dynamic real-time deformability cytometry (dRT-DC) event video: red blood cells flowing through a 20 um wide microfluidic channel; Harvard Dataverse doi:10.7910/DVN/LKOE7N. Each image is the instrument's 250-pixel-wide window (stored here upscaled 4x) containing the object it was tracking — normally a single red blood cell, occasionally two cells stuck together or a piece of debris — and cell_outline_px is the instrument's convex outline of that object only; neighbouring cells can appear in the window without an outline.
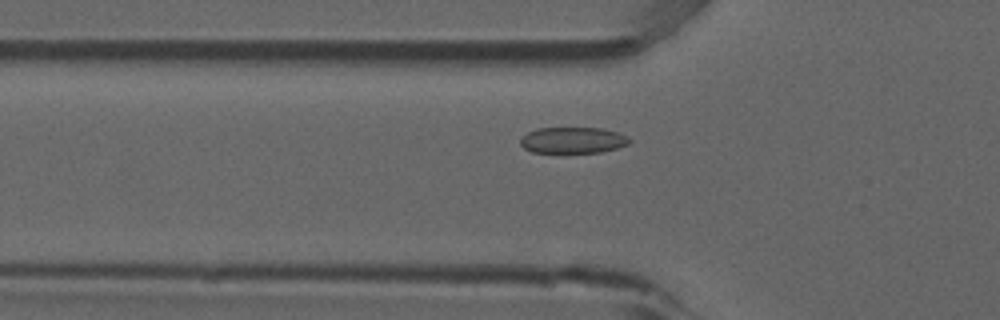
{"species": "common noctule bat (a hibernating species)", "species_latin": "Nyctalus noctula", "temperature_condition": "room temperature", "stored_images_in_passage": 50, "camera_frame_rate_fps": 3000, "um_per_image_px": 0.085, "animal": {"sex": "male", "forearm_length_mm": 52.5}, "frame": {"image": 1, "passage_image": 15, "time_ms": 4.667, "image_size_px": [1000, 320], "cell_outline_px": [[632, 140], [628, 144], [616, 148], [600, 152], [532, 152], [524, 148], [520, 144], [520, 136], [536, 128], [600, 128], [616, 132], [628, 136]], "centroid_in_image_um": [48.67, 11.91], "position_along_channel_um": 77.1, "area_um2": 16.59}}
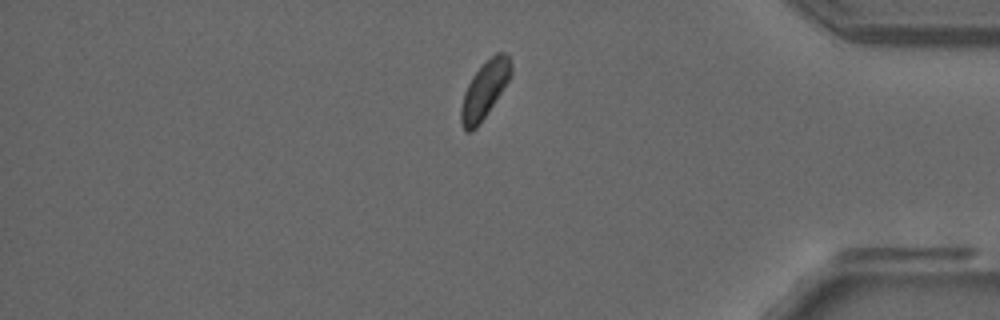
{"frame": {"image": 2, "passage_image": 42, "time_ms": 13.667, "image_size_px": [1000, 320], "cell_outline_px": [[512, 76], [476, 128], [472, 132], [468, 132], [464, 128], [460, 120], [460, 108], [464, 92], [472, 76], [484, 60], [496, 52], [508, 52], [512, 64]], "centroid_in_image_um": [41.21, 7.57], "position_along_channel_um": 394.0, "area_um2": 16.76}}
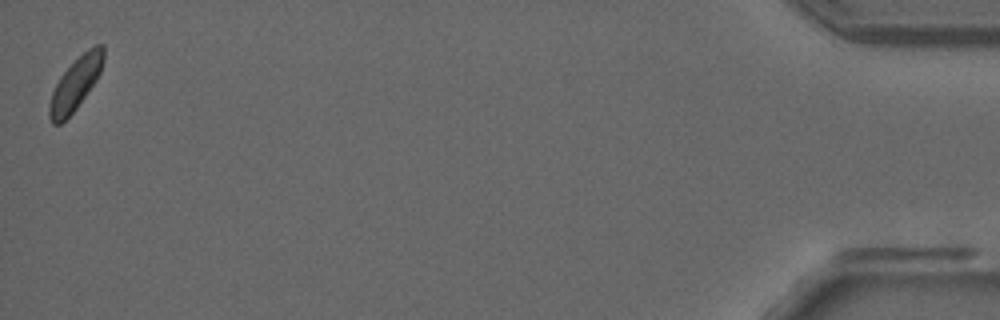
{"frame": {"image": 3, "passage_image": 50, "time_ms": 16.333, "image_size_px": [1000, 320], "cell_outline_px": [[104, 60], [100, 72], [96, 80], [76, 108], [60, 124], [52, 124], [48, 116], [48, 108], [52, 92], [60, 76], [88, 48], [96, 44], [104, 44]], "centroid_in_image_um": [6.42, 7.11], "position_along_channel_um": 428.8, "area_um2": 16.24}, "authors_computed_cell_mechanics": {"area_um2": 16.9354, "velocity_mm_per_s": 3.8401, "shape_relaxation_time_tau1_ms": 2.31, "shape_relaxation_time_tau2_ms": null, "deformation_change_tau1": 0.0672, "deformation_change_tau2": null}}